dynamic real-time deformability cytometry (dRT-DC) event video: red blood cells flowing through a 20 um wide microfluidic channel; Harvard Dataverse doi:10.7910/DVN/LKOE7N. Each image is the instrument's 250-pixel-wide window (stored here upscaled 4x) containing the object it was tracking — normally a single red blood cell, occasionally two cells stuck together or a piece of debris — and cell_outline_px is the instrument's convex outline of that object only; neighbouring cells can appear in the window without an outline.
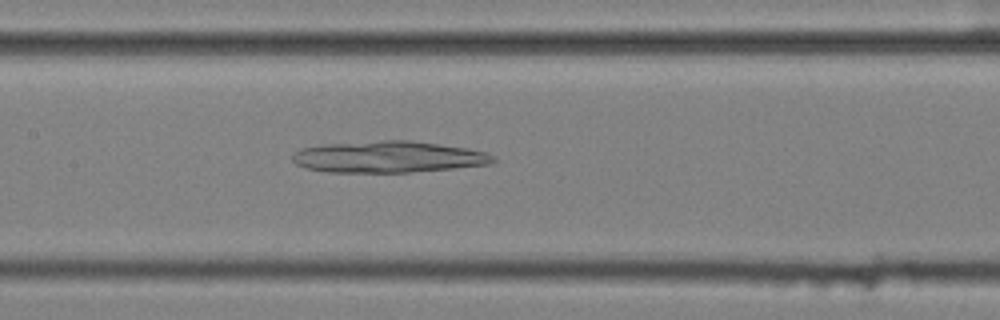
{"species": "common noctule bat (a hibernating species)", "species_latin": "Nyctalus noctula", "temperature_condition": "cold", "stored_images_in_passage": 31, "camera_frame_rate_fps": 3000, "um_per_image_px": 0.085, "animal": {"sex": "female", "body_mass_g": 25.1}, "frame": {"image": 1, "passage_image": 27, "time_ms": 8.667, "image_size_px": [1000, 320], "cell_outline_px": [[496, 160], [492, 164], [452, 168], [408, 172], [328, 172], [304, 168], [296, 164], [292, 160], [292, 156], [300, 148], [320, 144], [380, 140], [408, 140], [468, 148], [488, 152]], "centroid_in_image_um": [32.98, 13.33], "position_along_channel_um": 174.4, "area_um2": 36.99}}
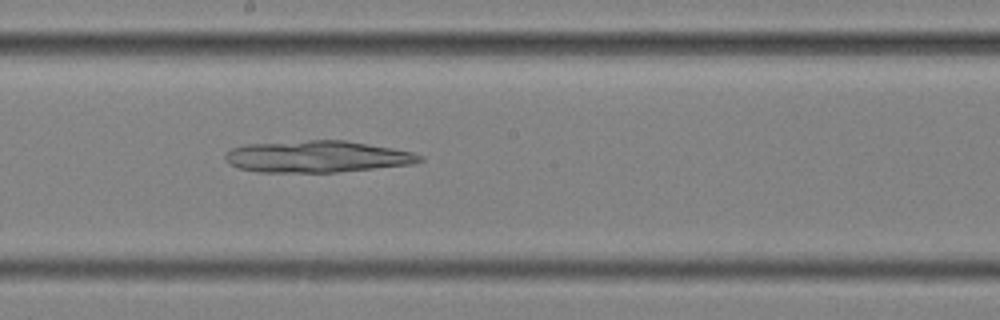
{"frame": {"image": 2, "passage_image": 31, "time_ms": 10.0, "image_size_px": [1000, 320], "cell_outline_px": [[424, 160], [412, 164], [336, 172], [256, 172], [240, 168], [228, 164], [224, 160], [224, 156], [232, 148], [244, 144], [308, 140], [344, 140], [392, 148], [412, 152], [424, 156]], "centroid_in_image_um": [26.93, 13.31], "position_along_channel_um": 221.3, "area_um2": 35.95}}